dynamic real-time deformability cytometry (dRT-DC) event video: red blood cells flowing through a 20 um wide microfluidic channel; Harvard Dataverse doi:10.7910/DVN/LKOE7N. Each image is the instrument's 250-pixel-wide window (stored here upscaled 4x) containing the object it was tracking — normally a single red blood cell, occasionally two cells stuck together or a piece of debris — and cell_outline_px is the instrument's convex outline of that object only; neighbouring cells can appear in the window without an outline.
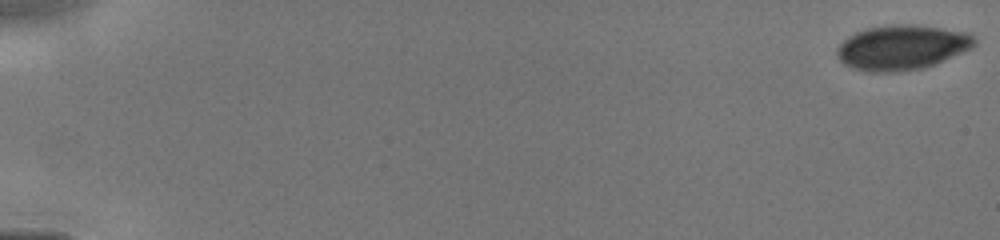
{"species": "human", "species_latin": "Homo sapiens", "temperature_condition": "cold", "stored_images_in_passage": 31, "camera_frame_rate_fps": 3000, "um_per_image_px": 0.085, "donor": {"sex": "male"}, "frame": {"image": 1, "passage_image": 1, "time_ms": 0.0, "image_size_px": [1000, 240], "cell_outline_px": [[976, 44], [972, 48], [964, 52], [936, 64], [924, 68], [896, 72], [868, 72], [852, 68], [844, 64], [840, 60], [836, 52], [836, 48], [848, 36], [856, 32], [868, 28], [892, 24], [912, 24], [968, 32], [976, 40]], "centroid_in_image_um": [76.67, 4.04], "position_along_channel_um": 8.3, "area_um2": 36.13}}
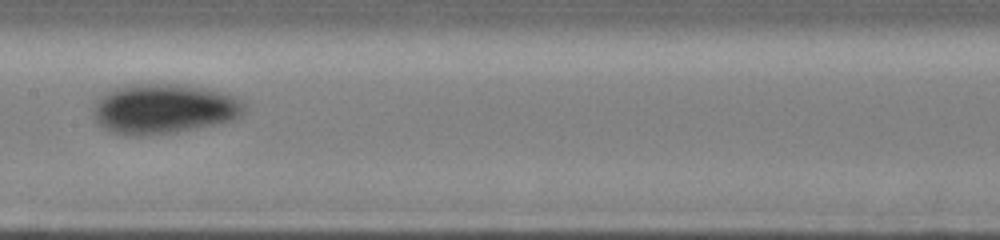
{"frame": {"image": 2, "passage_image": 17, "time_ms": 8.333, "image_size_px": [1000, 240], "cell_outline_px": [[248, 112], [236, 120], [220, 124], [176, 132], [140, 136], [128, 136], [112, 132], [96, 124], [92, 112], [92, 108], [96, 100], [100, 96], [116, 88], [128, 84], [188, 84], [208, 88], [224, 92], [236, 96], [244, 104]], "centroid_in_image_um": [13.97, 9.25], "position_along_channel_um": 193.4, "area_um2": 44.97}}
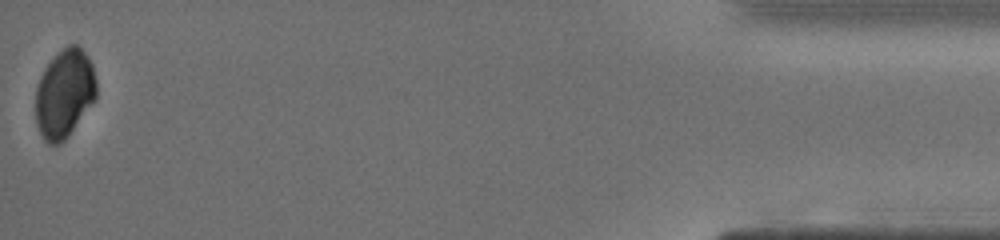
{"frame": {"image": 3, "passage_image": 31, "time_ms": 15.333, "image_size_px": [1000, 240], "cell_outline_px": [[96, 100], [68, 136], [60, 144], [48, 144], [44, 140], [36, 124], [36, 88], [40, 76], [44, 68], [68, 44], [76, 44], [88, 56], [92, 64], [96, 80]], "centroid_in_image_um": [5.49, 7.98], "position_along_channel_um": 429.7, "area_um2": 31.33}}